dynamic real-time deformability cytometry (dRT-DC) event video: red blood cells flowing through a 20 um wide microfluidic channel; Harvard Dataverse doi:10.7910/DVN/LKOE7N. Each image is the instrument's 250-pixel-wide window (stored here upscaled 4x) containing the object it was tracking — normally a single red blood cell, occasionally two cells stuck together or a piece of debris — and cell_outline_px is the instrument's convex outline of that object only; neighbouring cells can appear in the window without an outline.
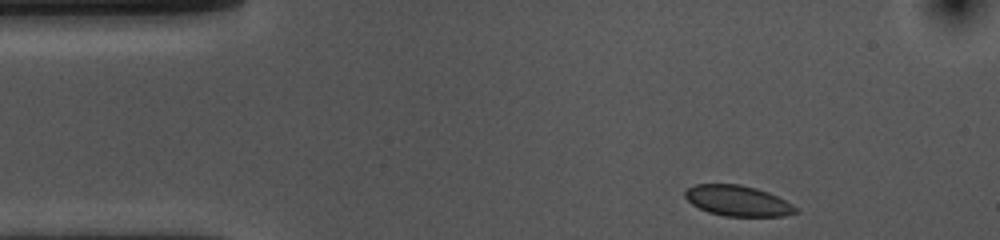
{"species": "common noctule bat (a hibernating species)", "species_latin": "Nyctalus noctula", "temperature_condition": "cold", "stored_images_in_passage": 39, "camera_frame_rate_fps": 3000, "um_per_image_px": 0.085, "animal": {"sex": "female", "body_mass_g": 10.0, "forearm_length_mm": 53.1}, "frame": {"image": 1, "passage_image": 1, "time_ms": 0.0, "image_size_px": [1000, 240], "cell_outline_px": [[796, 212], [784, 216], [724, 216], [708, 212], [692, 204], [684, 196], [684, 192], [688, 188], [696, 184], [740, 184], [756, 188], [768, 192], [792, 204], [796, 208]], "centroid_in_image_um": [62.68, 17.06], "position_along_channel_um": 22.3, "area_um2": 19.54}}
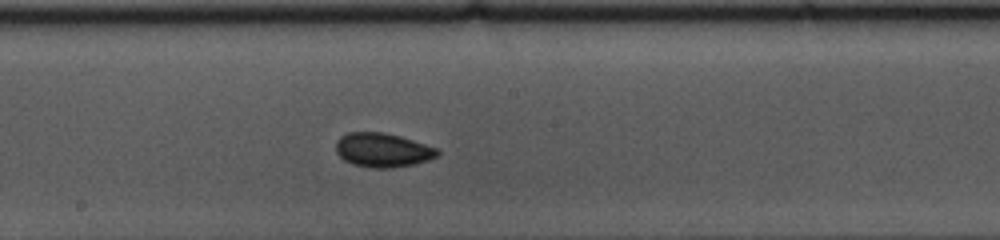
{"frame": {"image": 2, "passage_image": 22, "time_ms": 7.0, "image_size_px": [1000, 240], "cell_outline_px": [[440, 152], [436, 156], [428, 160], [412, 164], [392, 168], [372, 168], [352, 164], [344, 160], [336, 152], [336, 140], [340, 136], [348, 132], [384, 132], [400, 136], [436, 148]], "centroid_in_image_um": [32.48, 12.75], "position_along_channel_um": 215.7, "area_um2": 20.11}}
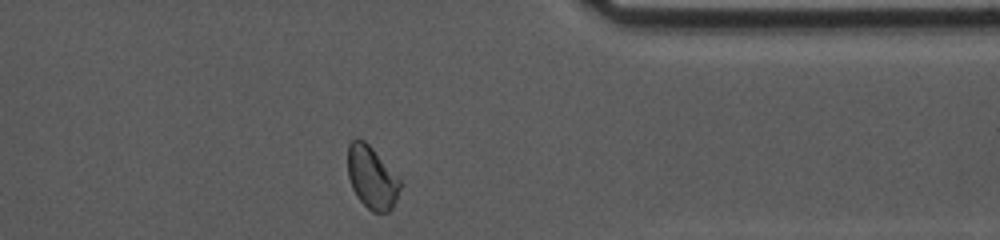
{"frame": {"image": 3, "passage_image": 37, "time_ms": 12.0, "image_size_px": [1000, 240], "cell_outline_px": [[400, 188], [396, 200], [392, 208], [388, 212], [372, 212], [356, 196], [352, 188], [348, 176], [348, 144], [356, 136], [364, 140], [372, 148], [400, 180]], "centroid_in_image_um": [31.58, 15.08], "position_along_channel_um": 379.8, "area_um2": 18.9}, "authors_computed_cell_mechanics": {"area_um2": 19.652, "velocity_mm_per_s": 3.5704, "shape_relaxation_time_tau1_ms": null, "shape_relaxation_time_tau2_ms": 0.9764, "deformation_change_tau1": null, "deformation_change_tau2": 0.0438}}